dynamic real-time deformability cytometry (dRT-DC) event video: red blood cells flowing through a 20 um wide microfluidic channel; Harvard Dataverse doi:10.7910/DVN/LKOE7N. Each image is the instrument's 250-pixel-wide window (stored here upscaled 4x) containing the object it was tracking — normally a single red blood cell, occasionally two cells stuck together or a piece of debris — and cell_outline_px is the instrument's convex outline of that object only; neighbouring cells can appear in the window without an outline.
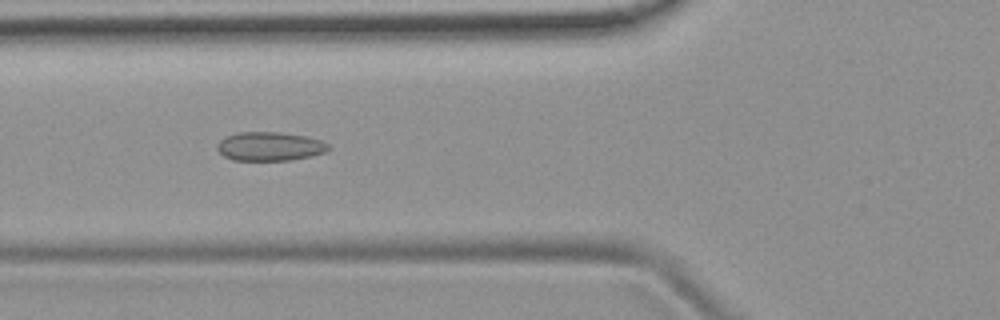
{"species": "common noctule bat (a hibernating species)", "species_latin": "Nyctalus noctula", "temperature_condition": "room temperature", "stored_images_in_passage": 51, "camera_frame_rate_fps": 3000, "um_per_image_px": 0.085, "animal": {"sex": "female", "body_mass_g": 19.9}, "frame": {"image": 1, "passage_image": 18, "time_ms": 5.667, "image_size_px": [1000, 320], "cell_outline_px": [[332, 148], [328, 152], [312, 156], [288, 160], [232, 160], [224, 156], [216, 148], [216, 144], [220, 140], [236, 132], [280, 132], [308, 136], [320, 140], [328, 144]], "centroid_in_image_um": [22.96, 12.44], "position_along_channel_um": 102.8, "area_um2": 18.9}}
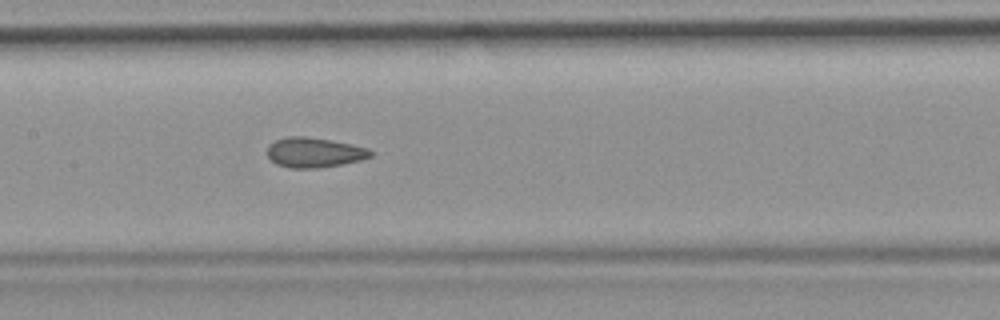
{"frame": {"image": 2, "passage_image": 24, "time_ms": 7.667, "image_size_px": [1000, 320], "cell_outline_px": [[372, 156], [360, 160], [344, 164], [316, 168], [288, 168], [276, 164], [268, 156], [268, 144], [276, 140], [288, 136], [304, 136], [352, 144], [368, 148], [372, 152]], "centroid_in_image_um": [26.7, 12.96], "position_along_channel_um": 180.7, "area_um2": 17.98}}
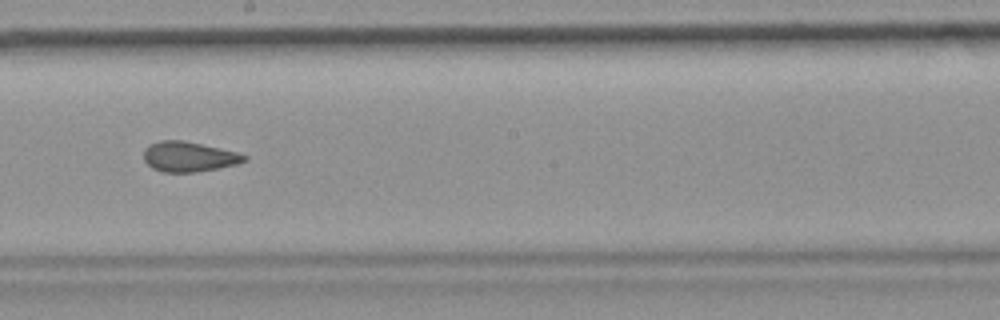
{"frame": {"image": 3, "passage_image": 28, "time_ms": 9.0, "image_size_px": [1000, 320], "cell_outline_px": [[248, 160], [236, 164], [196, 172], [164, 172], [152, 168], [144, 160], [144, 148], [160, 140], [184, 140], [236, 152], [248, 156]], "centroid_in_image_um": [16.04, 13.31], "position_along_channel_um": 232.2, "area_um2": 17.46}, "authors_computed_cell_mechanics": {"area_um2": 18.3804, "velocity_mm_per_s": 3.8832, "shape_relaxation_time_tau1_ms": null, "shape_relaxation_time_tau2_ms": 2.2742, "deformation_change_tau1": null, "deformation_change_tau2": 0.0845}}